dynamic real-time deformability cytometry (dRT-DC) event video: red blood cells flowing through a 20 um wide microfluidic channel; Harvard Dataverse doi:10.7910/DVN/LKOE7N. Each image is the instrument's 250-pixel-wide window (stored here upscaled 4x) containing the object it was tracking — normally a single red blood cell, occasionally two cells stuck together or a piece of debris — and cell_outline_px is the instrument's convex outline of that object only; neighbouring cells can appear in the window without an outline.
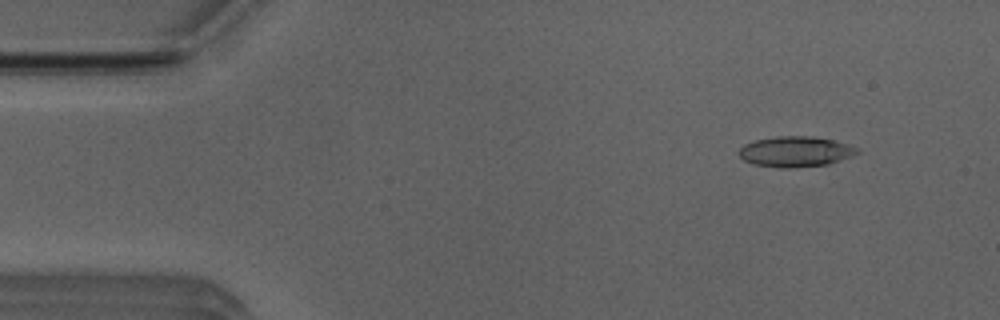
{"species": "Egyptian fruit bat (a non-hibernating species)", "species_latin": "Rousettus aegyptiacus", "temperature_condition": "room temperature", "stored_images_in_passage": 51, "camera_frame_rate_fps": 3000, "um_per_image_px": 0.085, "animal": {"sex": "male"}, "frame": {"image": 1, "passage_image": 5, "time_ms": 1.333, "image_size_px": [1000, 320], "cell_outline_px": [[860, 152], [852, 156], [828, 164], [792, 168], [784, 168], [752, 164], [744, 160], [736, 152], [744, 144], [756, 140], [776, 136], [812, 136], [836, 140], [860, 148]], "centroid_in_image_um": [67.63, 12.88], "position_along_channel_um": 17.4, "area_um2": 21.21}}
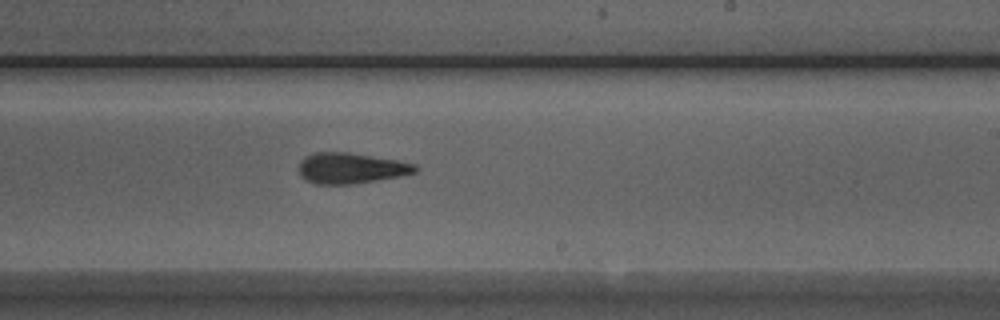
{"frame": {"image": 2, "passage_image": 30, "time_ms": 9.667, "image_size_px": [1000, 320], "cell_outline_px": [[420, 168], [416, 172], [400, 176], [352, 184], [316, 184], [304, 180], [300, 176], [300, 160], [304, 156], [316, 152], [348, 152], [400, 160], [416, 164]], "centroid_in_image_um": [29.84, 14.29], "position_along_channel_um": 259.2, "area_um2": 21.04}}
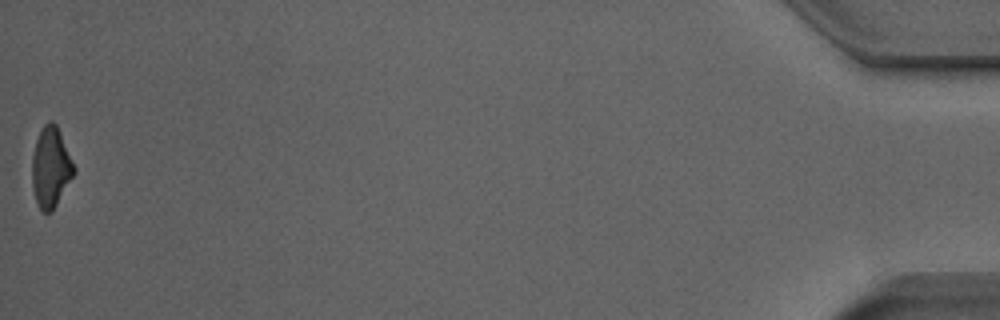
{"frame": {"image": 3, "passage_image": 51, "time_ms": 16.667, "image_size_px": [1000, 320], "cell_outline_px": [[76, 172], [52, 212], [44, 212], [40, 208], [36, 200], [32, 188], [32, 156], [36, 140], [44, 124], [48, 120], [52, 120], [56, 124], [60, 132], [76, 168]], "centroid_in_image_um": [4.32, 14.21], "position_along_channel_um": 430.9, "area_um2": 19.65}, "authors_computed_cell_mechanics": {"area_um2": 20.7502, "velocity_mm_per_s": 3.9824, "shape_relaxation_time_tau1_ms": 6.9527, "shape_relaxation_time_tau2_ms": 4.1629, "deformation_change_tau1": 0.1842, "deformation_change_tau2": 0.1557}}